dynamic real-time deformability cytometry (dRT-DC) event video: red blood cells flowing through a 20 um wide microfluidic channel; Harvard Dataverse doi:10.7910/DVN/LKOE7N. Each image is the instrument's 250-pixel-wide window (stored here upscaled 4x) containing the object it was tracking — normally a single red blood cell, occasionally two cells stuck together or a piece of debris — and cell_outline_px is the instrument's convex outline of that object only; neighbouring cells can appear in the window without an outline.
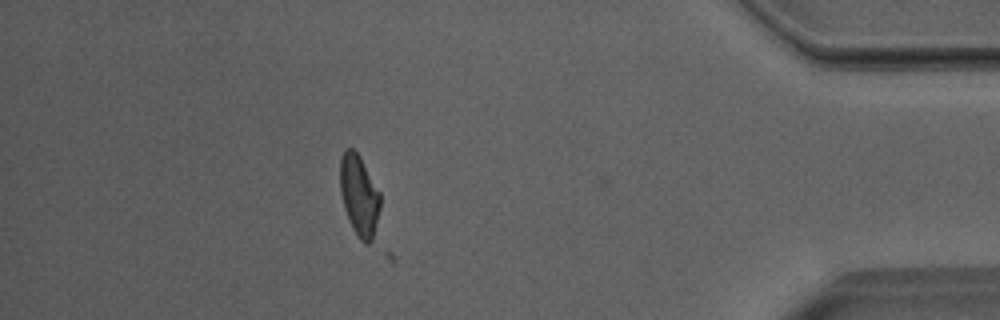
{"species": "Egyptian fruit bat (a non-hibernating species)", "species_latin": "Rousettus aegyptiacus", "temperature_condition": "room temperature", "stored_images_in_passage": 34, "camera_frame_rate_fps": 3000, "um_per_image_px": 0.085, "animal": {"sex": "male"}, "frame": {"image": 1, "passage_image": 27, "time_ms": 8.667, "image_size_px": [1000, 320], "cell_outline_px": [[380, 208], [372, 240], [368, 244], [364, 244], [360, 240], [352, 228], [348, 220], [344, 208], [340, 192], [340, 160], [344, 148], [352, 148], [360, 156], [380, 192]], "centroid_in_image_um": [30.52, 16.6], "position_along_channel_um": 404.7, "area_um2": 19.02}}